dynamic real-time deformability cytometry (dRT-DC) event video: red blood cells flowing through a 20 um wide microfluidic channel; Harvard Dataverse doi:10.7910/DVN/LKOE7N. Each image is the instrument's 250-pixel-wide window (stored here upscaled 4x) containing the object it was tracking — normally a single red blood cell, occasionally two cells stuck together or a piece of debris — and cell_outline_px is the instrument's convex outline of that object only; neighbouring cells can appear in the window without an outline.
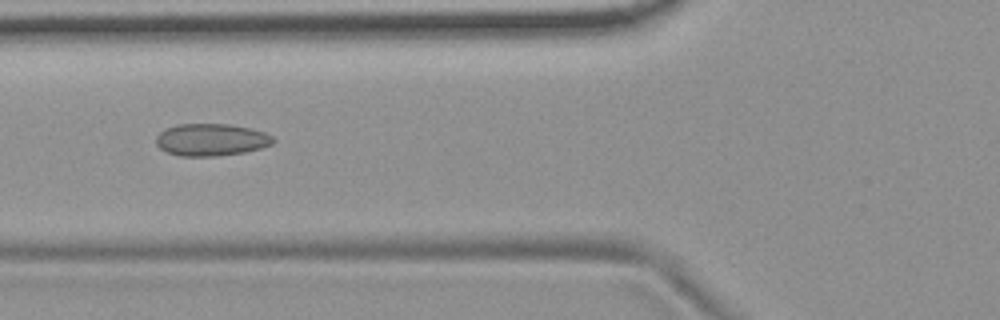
{"species": "common noctule bat (a hibernating species)", "species_latin": "Nyctalus noctula", "temperature_condition": "room temperature", "stored_images_in_passage": 6, "camera_frame_rate_fps": 3000, "um_per_image_px": 0.085, "animal": {"sex": "female", "body_mass_g": 19.9}, "frame": {"image": 1, "passage_image": 2, "time_ms": 1.0, "image_size_px": [1000, 320], "cell_outline_px": [[276, 140], [272, 144], [260, 148], [244, 152], [216, 156], [180, 156], [168, 152], [160, 148], [156, 144], [156, 136], [164, 128], [176, 124], [228, 124], [252, 128], [264, 132], [272, 136]], "centroid_in_image_um": [17.94, 11.87], "position_along_channel_um": 107.9, "area_um2": 22.08}}
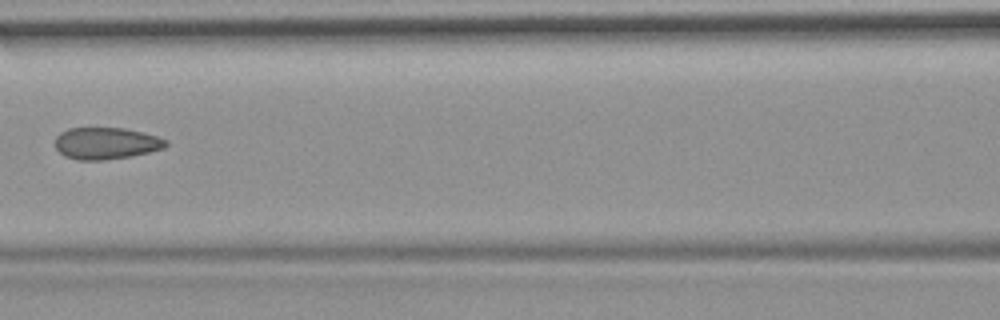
{"frame": {"image": 2, "passage_image": 3, "time_ms": 2.333, "image_size_px": [1000, 320], "cell_outline_px": [[168, 144], [164, 148], [132, 156], [104, 160], [76, 160], [64, 156], [56, 148], [56, 136], [60, 132], [68, 128], [124, 128], [144, 132], [168, 140]], "centroid_in_image_um": [9.02, 12.18], "position_along_channel_um": 157.6, "area_um2": 20.63}}
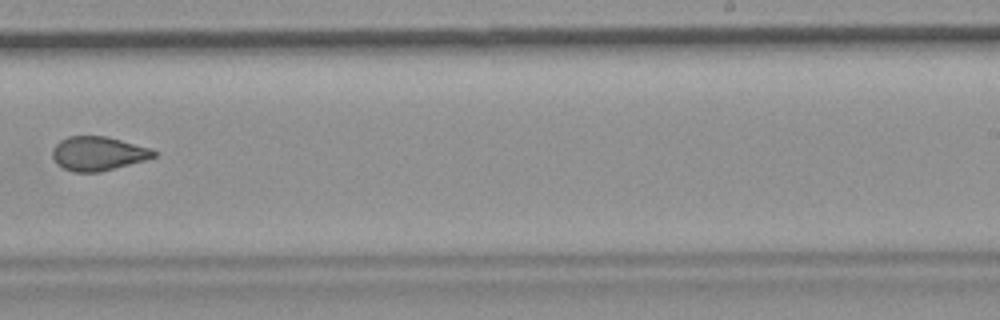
{"frame": {"image": 3, "passage_image": 6, "time_ms": 5.667, "image_size_px": [1000, 320], "cell_outline_px": [[156, 156], [144, 160], [100, 172], [72, 172], [56, 164], [52, 156], [52, 148], [60, 140], [68, 136], [108, 136], [152, 148], [156, 152]], "centroid_in_image_um": [8.32, 13.04], "position_along_channel_um": 280.7, "area_um2": 20.23}}